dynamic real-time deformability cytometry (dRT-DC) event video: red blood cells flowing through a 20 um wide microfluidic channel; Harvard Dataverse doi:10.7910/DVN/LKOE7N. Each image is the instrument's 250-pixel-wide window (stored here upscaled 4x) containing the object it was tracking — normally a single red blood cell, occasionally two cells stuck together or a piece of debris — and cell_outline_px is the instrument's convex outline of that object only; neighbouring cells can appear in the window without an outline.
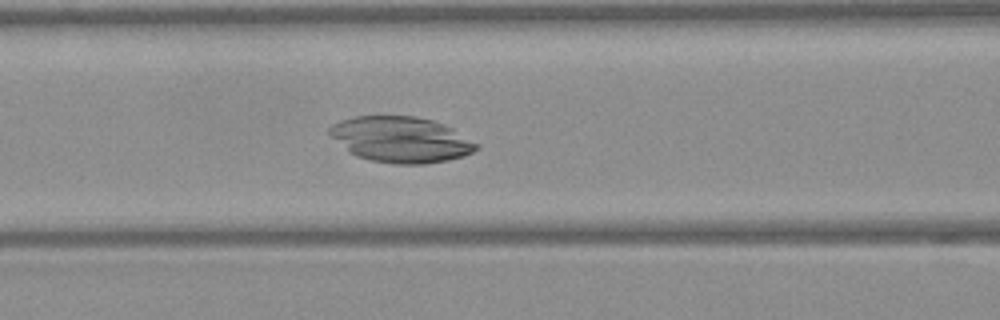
{"species": "Egyptian fruit bat (a non-hibernating species)", "species_latin": "Rousettus aegyptiacus", "temperature_condition": "warm", "stored_images_in_passage": 50, "camera_frame_rate_fps": 3000, "um_per_image_px": 0.085, "frame": {"image": 1, "passage_image": 21, "time_ms": 6.667, "image_size_px": [1000, 320], "cell_outline_px": [[480, 148], [464, 156], [448, 160], [424, 164], [396, 164], [372, 160], [356, 156], [348, 152], [328, 132], [328, 128], [332, 124], [340, 120], [356, 116], [416, 116], [432, 120], [444, 124], [452, 128], [480, 144]], "centroid_in_image_um": [34.1, 11.86], "position_along_channel_um": 132.5, "area_um2": 39.25}}
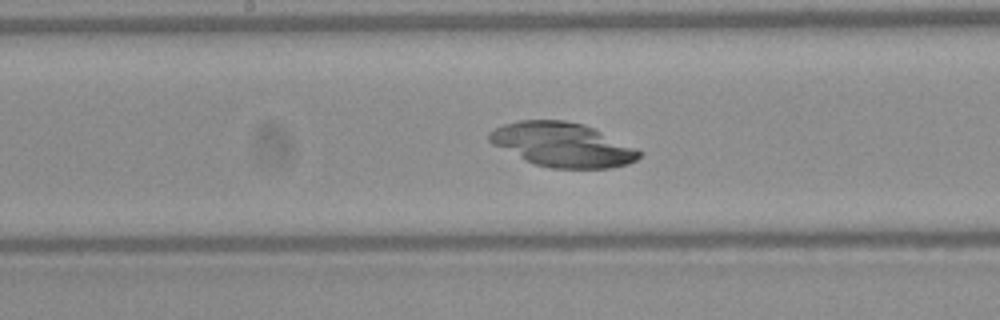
{"frame": {"image": 2, "passage_image": 26, "time_ms": 8.333, "image_size_px": [1000, 320], "cell_outline_px": [[644, 152], [636, 160], [628, 164], [612, 168], [552, 168], [536, 164], [524, 160], [492, 144], [488, 140], [488, 132], [504, 124], [520, 120], [564, 120], [584, 124], [636, 148]], "centroid_in_image_um": [47.81, 12.3], "position_along_channel_um": 200.4, "area_um2": 38.44}}
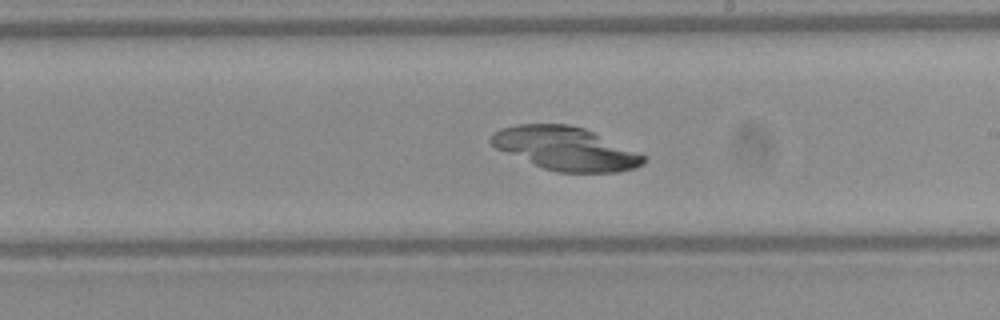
{"frame": {"image": 3, "passage_image": 29, "time_ms": 9.333, "image_size_px": [1000, 320], "cell_outline_px": [[648, 160], [644, 164], [636, 168], [616, 172], [556, 172], [544, 168], [496, 148], [488, 140], [492, 132], [500, 128], [516, 124], [568, 124], [584, 128], [648, 156]], "centroid_in_image_um": [48.1, 12.62], "position_along_channel_um": 240.9, "area_um2": 38.44}}